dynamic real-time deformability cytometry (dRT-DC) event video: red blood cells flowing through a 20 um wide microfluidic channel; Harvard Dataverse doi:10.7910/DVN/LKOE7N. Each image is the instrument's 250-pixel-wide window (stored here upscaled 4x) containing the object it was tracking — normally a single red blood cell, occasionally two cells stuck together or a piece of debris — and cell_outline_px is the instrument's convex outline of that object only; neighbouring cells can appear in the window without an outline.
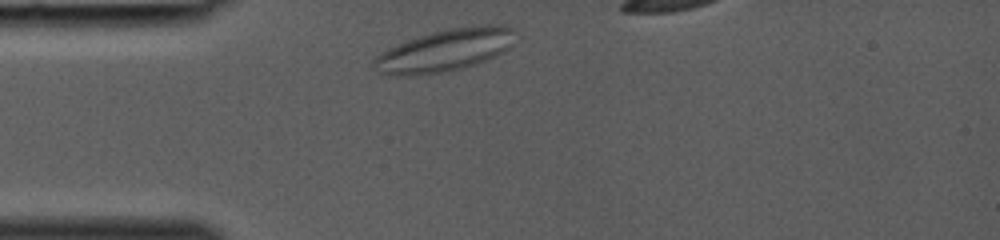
{"species": "common noctule bat (a hibernating species)", "species_latin": "Nyctalus noctula", "temperature_condition": "room temperature", "stored_images_in_passage": 23, "camera_frame_rate_fps": 3000, "um_per_image_px": 0.085, "animal": {"sex": "female", "body_mass_g": 19.0, "forearm_length_mm": 53.3}, "frame": {"image": 1, "passage_image": 2, "time_ms": 0.333, "image_size_px": [1000, 240], "cell_outline_px": [[512, 32], [508, 48], [484, 60], [464, 68], [444, 72], [416, 76], [380, 76], [372, 64], [372, 60], [376, 56], [388, 48], [396, 44], [432, 32], [452, 28], [488, 24], [500, 24], [512, 28]], "centroid_in_image_um": [37.68, 4.31], "position_along_channel_um": 47.3, "area_um2": 34.51}}
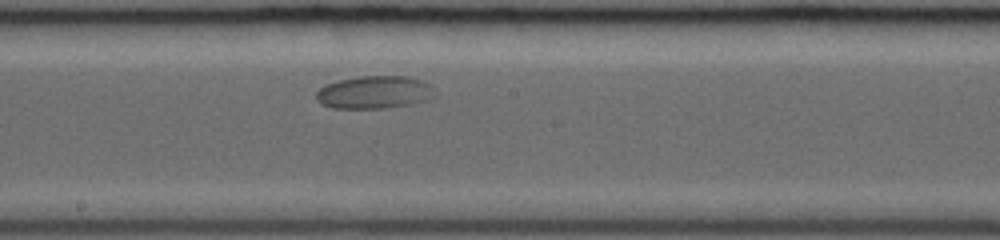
{"frame": {"image": 2, "passage_image": 14, "time_ms": 4.333, "image_size_px": [1000, 240], "cell_outline_px": [[436, 96], [428, 100], [412, 104], [384, 108], [332, 108], [320, 104], [316, 100], [316, 92], [320, 88], [328, 84], [340, 80], [360, 76], [408, 76], [424, 80], [432, 84]], "centroid_in_image_um": [31.88, 7.84], "position_along_channel_um": 216.3, "area_um2": 22.95}}
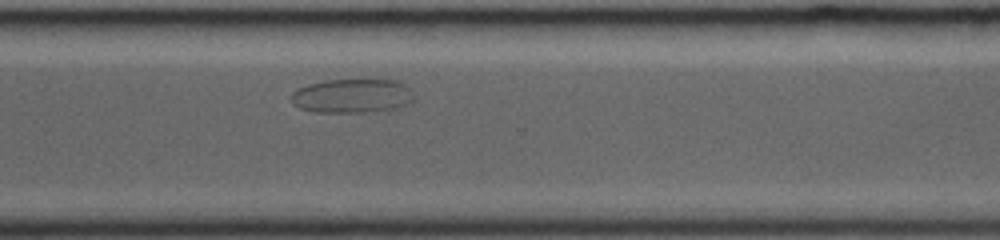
{"frame": {"image": 3, "passage_image": 22, "time_ms": 7.0, "image_size_px": [1000, 240], "cell_outline_px": [[416, 100], [408, 104], [396, 108], [360, 112], [316, 112], [300, 108], [292, 104], [292, 92], [308, 84], [324, 80], [396, 80], [404, 84], [408, 88]], "centroid_in_image_um": [29.93, 8.15], "position_along_channel_um": 340.7, "area_um2": 24.22}}